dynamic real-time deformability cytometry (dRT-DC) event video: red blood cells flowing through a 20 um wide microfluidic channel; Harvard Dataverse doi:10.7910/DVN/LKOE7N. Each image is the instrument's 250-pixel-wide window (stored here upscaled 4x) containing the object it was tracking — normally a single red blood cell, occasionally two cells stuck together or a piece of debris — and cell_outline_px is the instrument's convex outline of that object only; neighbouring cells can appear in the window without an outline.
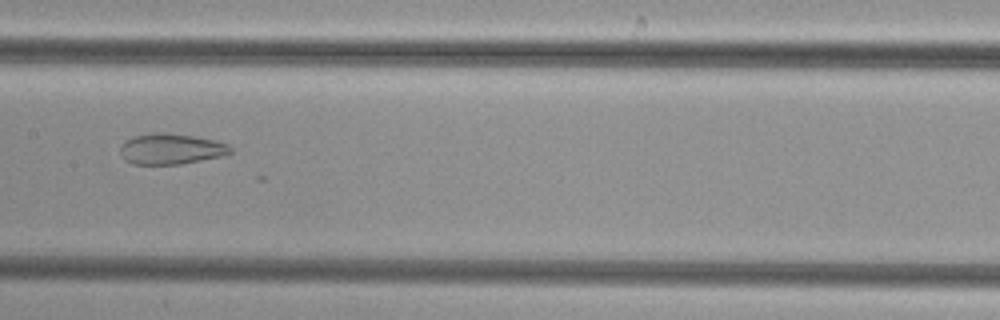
{"species": "common noctule bat (a hibernating species)", "species_latin": "Nyctalus noctula", "temperature_condition": "cold", "stored_images_in_passage": 48, "camera_frame_rate_fps": 3000, "um_per_image_px": 0.085, "animal": {"sex": "female", "body_mass_g": 29.2, "forearm_length_mm": 56.3}, "frame": {"image": 1, "passage_image": 23, "time_ms": 7.333, "image_size_px": [1000, 320], "cell_outline_px": [[232, 152], [220, 156], [180, 164], [132, 164], [124, 160], [120, 152], [120, 148], [128, 140], [136, 136], [152, 132], [160, 132], [192, 136], [216, 140], [228, 144], [232, 148]], "centroid_in_image_um": [14.54, 12.66], "position_along_channel_um": 192.9, "area_um2": 19.48}}
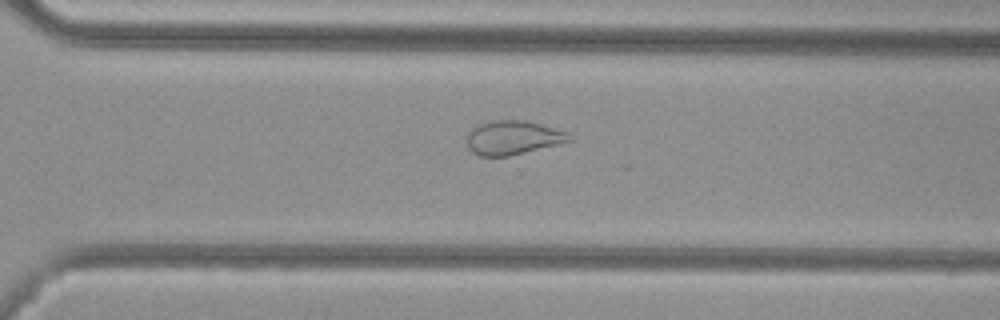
{"frame": {"image": 2, "passage_image": 33, "time_ms": 10.667, "image_size_px": [1000, 320], "cell_outline_px": [[572, 140], [508, 156], [480, 156], [472, 152], [468, 148], [468, 132], [472, 128], [480, 124], [492, 120], [528, 120], [568, 132]], "centroid_in_image_um": [43.58, 11.68], "position_along_channel_um": 327.0, "area_um2": 20.06}}
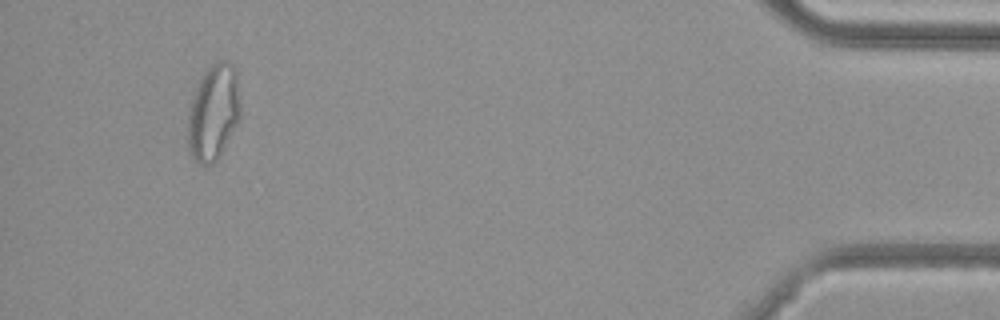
{"frame": {"image": 3, "passage_image": 45, "time_ms": 14.667, "image_size_px": [1000, 320], "cell_outline_px": [[240, 116], [220, 156], [212, 164], [204, 168], [188, 152], [188, 116], [192, 100], [200, 76], [216, 60], [228, 60], [236, 68], [240, 104]], "centroid_in_image_um": [18.14, 9.55], "position_along_channel_um": 417.1, "area_um2": 29.54}}